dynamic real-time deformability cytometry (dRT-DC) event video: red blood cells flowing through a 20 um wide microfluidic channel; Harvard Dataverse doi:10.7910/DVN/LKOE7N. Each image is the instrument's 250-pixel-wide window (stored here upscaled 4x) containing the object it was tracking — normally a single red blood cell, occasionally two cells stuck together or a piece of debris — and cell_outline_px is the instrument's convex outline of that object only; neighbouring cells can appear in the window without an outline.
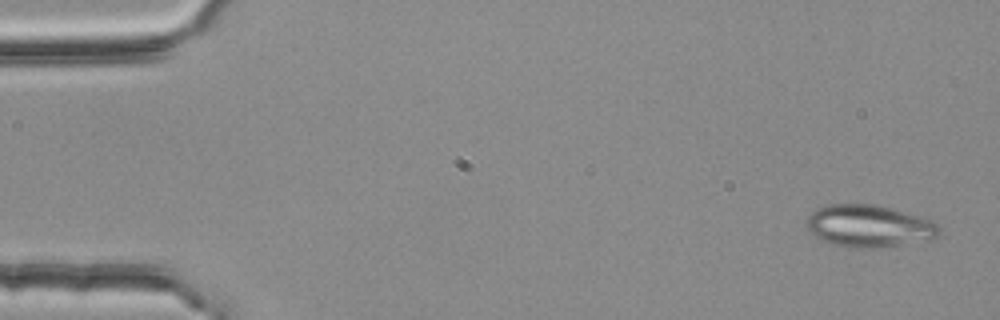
{"species": "common noctule bat (a hibernating species)", "species_latin": "Nyctalus noctula", "temperature_condition": "room temperature", "stored_images_in_passage": 52, "camera_frame_rate_fps": 3000, "um_per_image_px": 0.085, "animal": {"sex": "female", "body_mass_g": 25.1}, "frame": {"image": 1, "passage_image": 1, "time_ms": 0.0, "image_size_px": [1000, 320], "cell_outline_px": [[940, 236], [928, 240], [880, 248], [852, 248], [832, 244], [820, 240], [808, 232], [804, 220], [816, 208], [828, 204], [876, 204], [892, 208], [928, 220], [936, 224], [940, 228]], "centroid_in_image_um": [73.8, 19.22], "position_along_channel_um": 11.2, "area_um2": 32.95}}
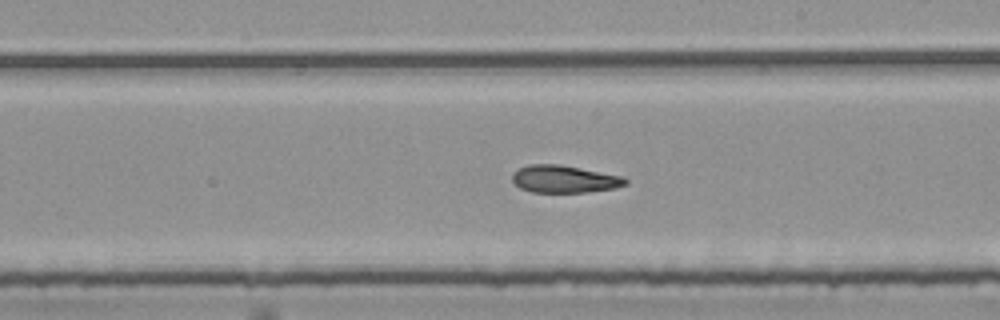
{"frame": {"image": 2, "passage_image": 30, "time_ms": 9.667, "image_size_px": [1000, 320], "cell_outline_px": [[628, 184], [616, 188], [584, 192], [532, 192], [520, 188], [512, 180], [512, 172], [528, 164], [560, 164], [624, 176], [628, 180]], "centroid_in_image_um": [47.99, 15.21], "position_along_channel_um": 241.0, "area_um2": 18.21}}
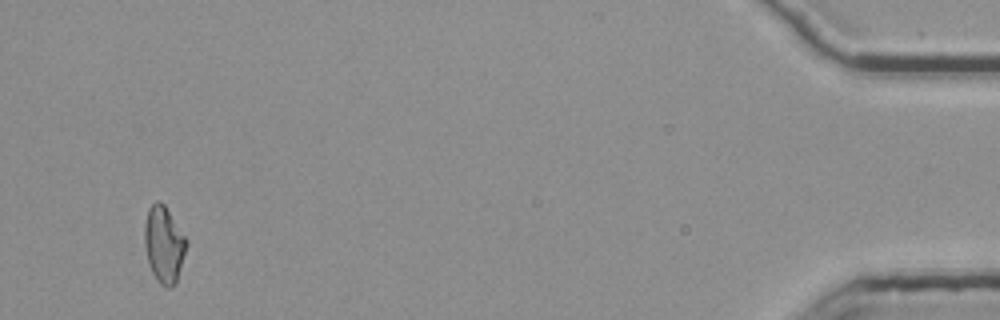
{"frame": {"image": 3, "passage_image": 51, "time_ms": 16.667, "image_size_px": [1000, 320], "cell_outline_px": [[188, 244], [176, 284], [172, 288], [168, 288], [160, 284], [152, 272], [148, 264], [144, 244], [144, 224], [148, 208], [156, 200], [160, 200], [164, 204], [188, 240]], "centroid_in_image_um": [13.94, 20.78], "position_along_channel_um": 421.3, "area_um2": 19.02}, "authors_computed_cell_mechanics": {"area_um2": 18.7561, "velocity_mm_per_s": 3.7678, "shape_relaxation_time_tau1_ms": null, "shape_relaxation_time_tau2_ms": 3.6264, "deformation_change_tau1": null, "deformation_change_tau2": 0.1076}}